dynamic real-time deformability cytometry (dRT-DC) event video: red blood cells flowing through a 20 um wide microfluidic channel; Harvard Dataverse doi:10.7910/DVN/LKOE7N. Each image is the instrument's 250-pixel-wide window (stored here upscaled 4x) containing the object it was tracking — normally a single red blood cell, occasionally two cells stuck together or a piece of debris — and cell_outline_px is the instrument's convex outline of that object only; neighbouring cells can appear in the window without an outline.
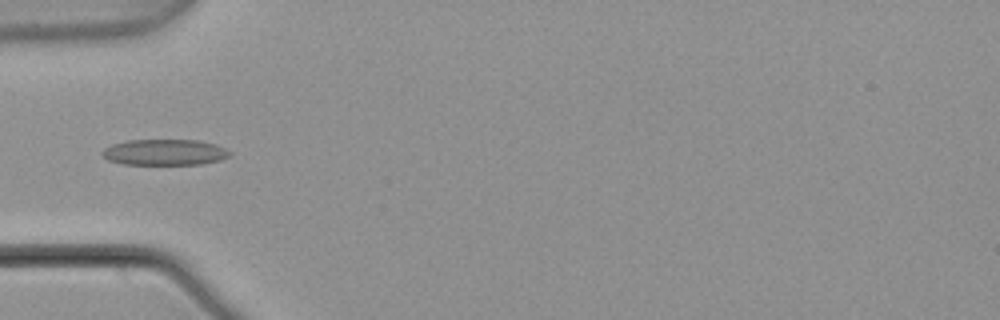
{"species": "common noctule bat (a hibernating species)", "species_latin": "Nyctalus noctula", "temperature_condition": "warm", "stored_images_in_passage": 4, "camera_frame_rate_fps": 3000, "um_per_image_px": 0.085, "animal": {"sex": "male", "body_mass_g": 21.5, "forearm_length_mm": 52.0}, "frame": {"image": 1, "passage_image": 4, "time_ms": 1.0, "image_size_px": [1000, 320], "cell_outline_px": [[232, 156], [220, 160], [200, 164], [124, 164], [108, 160], [100, 156], [100, 152], [104, 148], [112, 144], [128, 140], [196, 140], [216, 144], [232, 152]], "centroid_in_image_um": [13.98, 12.94], "position_along_channel_um": 71.0, "area_um2": 19.42}}